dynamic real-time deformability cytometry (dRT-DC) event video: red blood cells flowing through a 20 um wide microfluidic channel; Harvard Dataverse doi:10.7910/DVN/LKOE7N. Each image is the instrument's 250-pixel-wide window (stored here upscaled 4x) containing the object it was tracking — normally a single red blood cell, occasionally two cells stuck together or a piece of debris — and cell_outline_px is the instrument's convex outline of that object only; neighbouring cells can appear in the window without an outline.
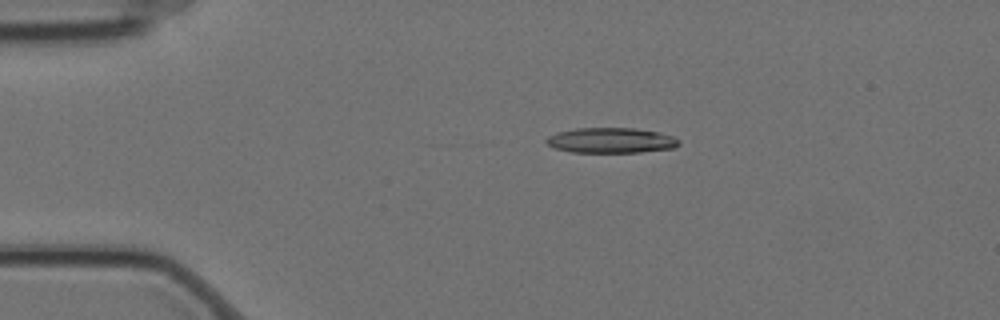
{"species": "Egyptian fruit bat (a non-hibernating species)", "species_latin": "Rousettus aegyptiacus", "temperature_condition": "cold", "stored_images_in_passage": 10, "camera_frame_rate_fps": 3000, "um_per_image_px": 0.085, "animal": {"sex": "female"}, "frame": {"image": 1, "passage_image": 4, "time_ms": 1.0, "image_size_px": [1000, 320], "cell_outline_px": [[680, 144], [676, 148], [640, 152], [572, 152], [552, 148], [544, 140], [548, 136], [556, 132], [576, 128], [632, 128], [656, 132], [672, 136], [680, 140]], "centroid_in_image_um": [51.91, 11.94], "position_along_channel_um": 33.1, "area_um2": 19.59}}
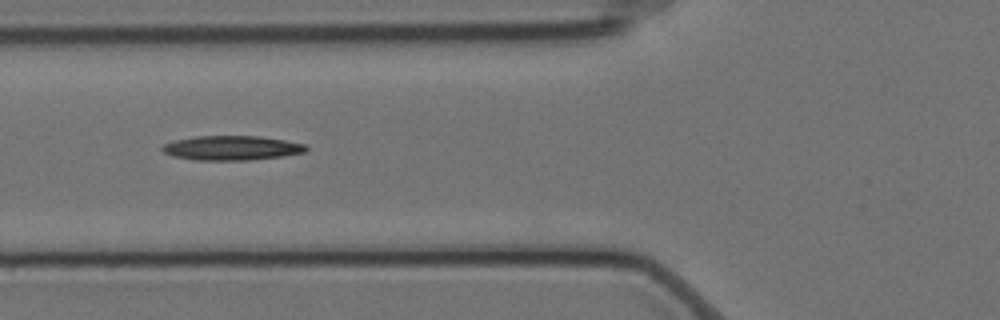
{"frame": {"image": 2, "passage_image": 7, "time_ms": 2.0, "image_size_px": [1000, 320], "cell_outline_px": [[308, 148], [304, 152], [280, 156], [248, 160], [196, 160], [172, 156], [164, 152], [160, 148], [164, 144], [176, 140], [196, 136], [260, 136], [284, 140], [304, 144]], "centroid_in_image_um": [19.66, 12.57], "position_along_channel_um": 106.1, "area_um2": 20.29}}
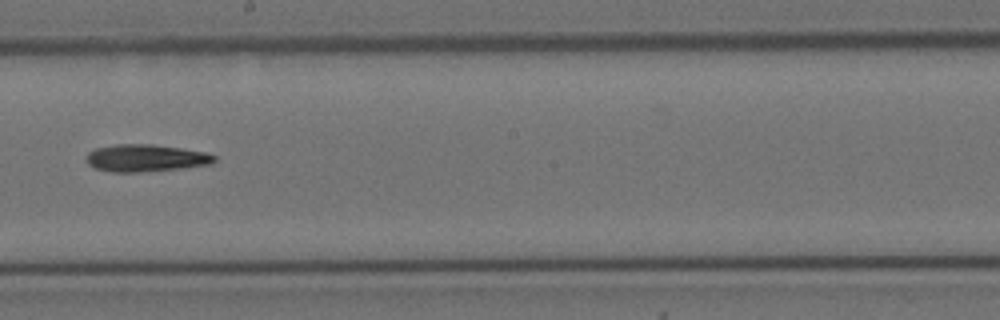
{"frame": {"image": 3, "passage_image": 10, "time_ms": 3.0, "image_size_px": [1000, 320], "cell_outline_px": [[216, 160], [212, 164], [180, 168], [140, 172], [112, 172], [96, 168], [88, 164], [84, 160], [88, 152], [96, 148], [116, 144], [152, 144], [180, 148], [204, 152], [216, 156]], "centroid_in_image_um": [12.36, 13.43], "position_along_channel_um": 235.8, "area_um2": 20.29}}